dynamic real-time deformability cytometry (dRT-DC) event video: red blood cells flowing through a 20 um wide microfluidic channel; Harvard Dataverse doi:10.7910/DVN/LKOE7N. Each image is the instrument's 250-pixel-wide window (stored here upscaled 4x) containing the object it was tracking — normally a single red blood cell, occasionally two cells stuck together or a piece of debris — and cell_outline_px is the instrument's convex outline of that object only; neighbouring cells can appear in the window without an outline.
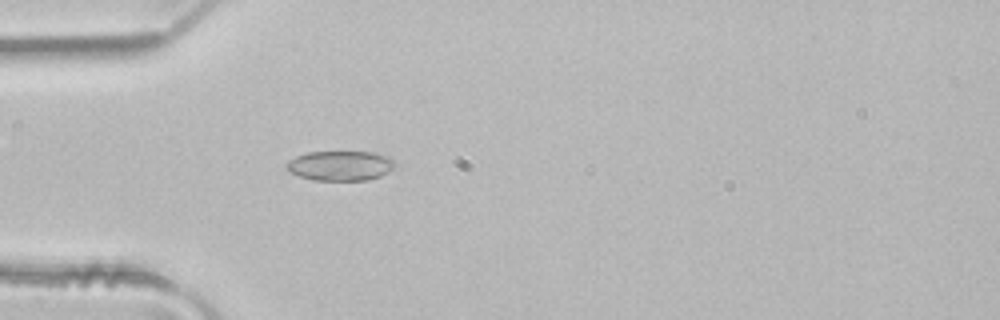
{"species": "common noctule bat (a hibernating species)", "species_latin": "Nyctalus noctula", "temperature_condition": "room temperature", "stored_images_in_passage": 4, "camera_frame_rate_fps": 3000, "um_per_image_px": 0.085, "animal": {"sex": "male", "body_mass_g": 21.5, "forearm_length_mm": 52.0}, "frame": {"image": 1, "passage_image": 4, "time_ms": 1.0, "image_size_px": [1000, 320], "cell_outline_px": [[396, 164], [388, 172], [380, 176], [368, 180], [312, 180], [300, 176], [284, 168], [284, 164], [288, 160], [296, 156], [308, 152], [372, 152], [388, 156], [396, 160]], "centroid_in_image_um": [28.92, 14.08], "position_along_channel_um": 56.1, "area_um2": 18.96}}